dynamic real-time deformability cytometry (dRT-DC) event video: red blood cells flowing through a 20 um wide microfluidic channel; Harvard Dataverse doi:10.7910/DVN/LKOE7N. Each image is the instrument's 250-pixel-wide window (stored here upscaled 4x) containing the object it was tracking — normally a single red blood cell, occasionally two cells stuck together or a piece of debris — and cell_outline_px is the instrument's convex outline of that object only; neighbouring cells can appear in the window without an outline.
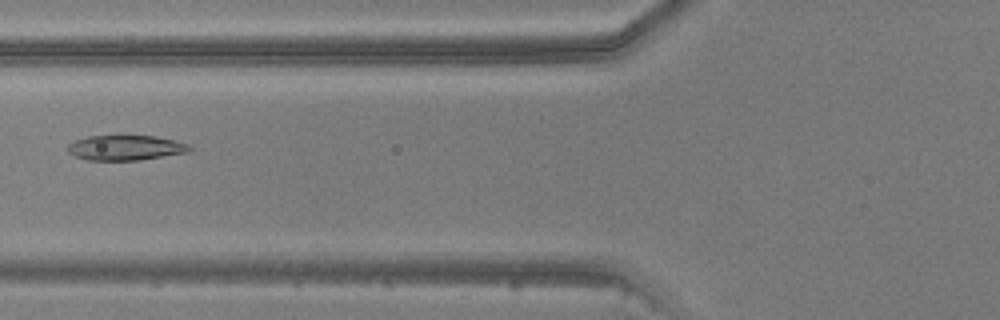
{"species": "common noctule bat (a hibernating species)", "species_latin": "Nyctalus noctula", "temperature_condition": "warm", "stored_images_in_passage": 7, "camera_frame_rate_fps": 3000, "um_per_image_px": 0.085, "animal": {"sex": "male", "body_mass_g": 20.5, "forearm_length_mm": 52.5}, "frame": {"image": 1, "passage_image": 6, "time_ms": 6.0, "image_size_px": [1000, 320], "cell_outline_px": [[192, 148], [188, 152], [140, 160], [88, 160], [76, 156], [68, 152], [64, 148], [68, 144], [76, 140], [88, 136], [156, 136], [188, 144]], "centroid_in_image_um": [10.64, 12.56], "position_along_channel_um": 115.2, "area_um2": 17.69}}
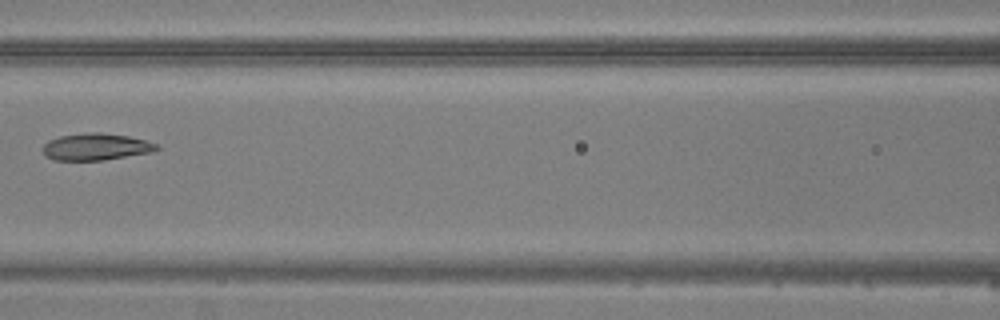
{"frame": {"image": 2, "passage_image": 7, "time_ms": 7.0, "image_size_px": [1000, 320], "cell_outline_px": [[160, 148], [152, 152], [104, 160], [52, 160], [44, 156], [44, 144], [48, 140], [60, 136], [84, 132], [100, 132], [128, 136], [144, 140], [156, 144]], "centroid_in_image_um": [8.13, 12.47], "position_along_channel_um": 158.5, "area_um2": 17.86}}